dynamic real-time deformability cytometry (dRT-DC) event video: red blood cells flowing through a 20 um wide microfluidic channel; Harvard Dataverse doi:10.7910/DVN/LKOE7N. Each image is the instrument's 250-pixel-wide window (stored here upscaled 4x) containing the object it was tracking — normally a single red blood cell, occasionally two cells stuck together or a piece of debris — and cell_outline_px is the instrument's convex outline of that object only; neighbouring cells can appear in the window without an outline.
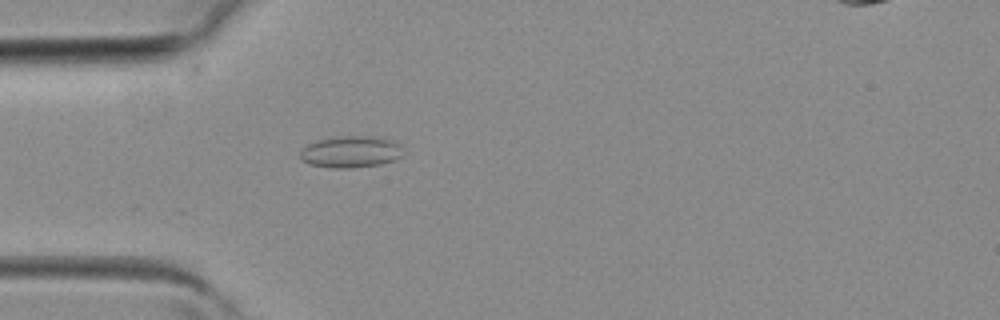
{"species": "common noctule bat (a hibernating species)", "species_latin": "Nyctalus noctula", "temperature_condition": "room temperature", "stored_images_in_passage": 3, "camera_frame_rate_fps": 3000, "um_per_image_px": 0.085, "animal": {"sex": "female", "body_mass_g": 19.3, "forearm_length_mm": 54.1}, "frame": {"image": 1, "passage_image": 3, "time_ms": 0.667, "image_size_px": [1000, 320], "cell_outline_px": [[400, 156], [396, 160], [380, 164], [352, 168], [332, 168], [308, 164], [300, 160], [300, 152], [308, 144], [316, 140], [336, 136], [380, 136], [392, 140], [400, 144]], "centroid_in_image_um": [29.79, 12.9], "position_along_channel_um": 55.2, "area_um2": 19.19}}